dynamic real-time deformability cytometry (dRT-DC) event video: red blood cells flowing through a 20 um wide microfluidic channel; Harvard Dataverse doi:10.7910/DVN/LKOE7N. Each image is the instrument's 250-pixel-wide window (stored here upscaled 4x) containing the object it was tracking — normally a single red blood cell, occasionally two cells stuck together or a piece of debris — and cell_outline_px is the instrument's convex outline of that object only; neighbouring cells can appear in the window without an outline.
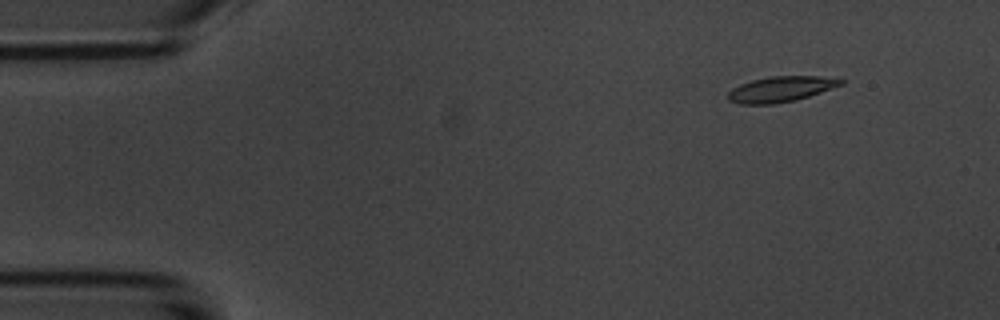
{"species": "common noctule bat (a hibernating species)", "species_latin": "Nyctalus noctula", "temperature_condition": "room temperature", "stored_images_in_passage": 5, "camera_frame_rate_fps": 3000, "um_per_image_px": 0.085, "animal": {"sex": "male", "body_mass_g": 20.1, "forearm_length_mm": 53.5}, "frame": {"image": 1, "passage_image": 2, "time_ms": 1.0, "image_size_px": [1000, 320], "cell_outline_px": [[844, 84], [796, 100], [776, 104], [740, 104], [728, 100], [728, 92], [732, 88], [740, 84], [752, 80], [772, 76], [816, 76], [844, 80]], "centroid_in_image_um": [66.33, 7.58], "position_along_channel_um": 18.7, "area_um2": 16.65}}
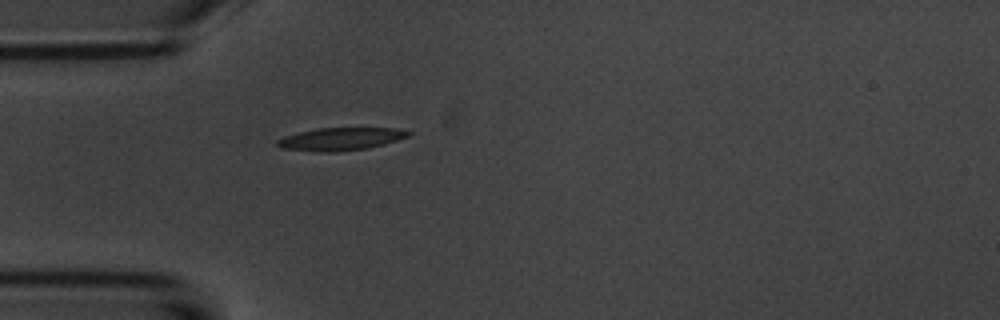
{"frame": {"image": 2, "passage_image": 5, "time_ms": 4.333, "image_size_px": [1000, 320], "cell_outline_px": [[412, 132], [408, 136], [384, 144], [368, 148], [336, 152], [316, 152], [280, 148], [276, 144], [276, 140], [284, 136], [316, 128], [396, 128]], "centroid_in_image_um": [28.91, 11.82], "position_along_channel_um": 56.1, "area_um2": 17.4}}